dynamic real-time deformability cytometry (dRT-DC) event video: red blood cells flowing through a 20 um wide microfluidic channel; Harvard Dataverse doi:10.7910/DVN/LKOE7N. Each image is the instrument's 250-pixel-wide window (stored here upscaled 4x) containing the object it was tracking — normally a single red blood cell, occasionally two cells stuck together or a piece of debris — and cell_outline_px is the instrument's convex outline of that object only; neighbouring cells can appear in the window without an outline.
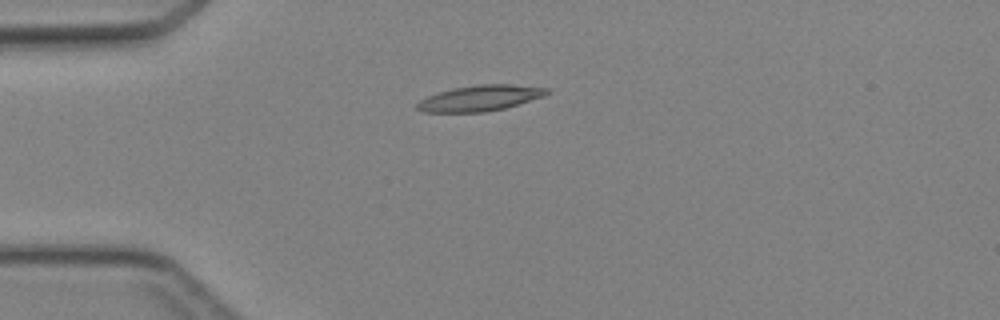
{"species": "Egyptian fruit bat (a non-hibernating species)", "species_latin": "Rousettus aegyptiacus", "temperature_condition": "cold", "stored_images_in_passage": 2, "camera_frame_rate_fps": 3000, "um_per_image_px": 0.085, "animal": {"sex": "female"}, "frame": {"image": 1, "passage_image": 2, "time_ms": 1.0, "image_size_px": [1000, 320], "cell_outline_px": [[552, 92], [544, 96], [504, 108], [484, 112], [424, 112], [416, 108], [416, 104], [420, 100], [428, 96], [452, 88], [476, 84], [512, 84], [548, 88]], "centroid_in_image_um": [40.82, 8.33], "position_along_channel_um": 44.2, "area_um2": 19.42}}